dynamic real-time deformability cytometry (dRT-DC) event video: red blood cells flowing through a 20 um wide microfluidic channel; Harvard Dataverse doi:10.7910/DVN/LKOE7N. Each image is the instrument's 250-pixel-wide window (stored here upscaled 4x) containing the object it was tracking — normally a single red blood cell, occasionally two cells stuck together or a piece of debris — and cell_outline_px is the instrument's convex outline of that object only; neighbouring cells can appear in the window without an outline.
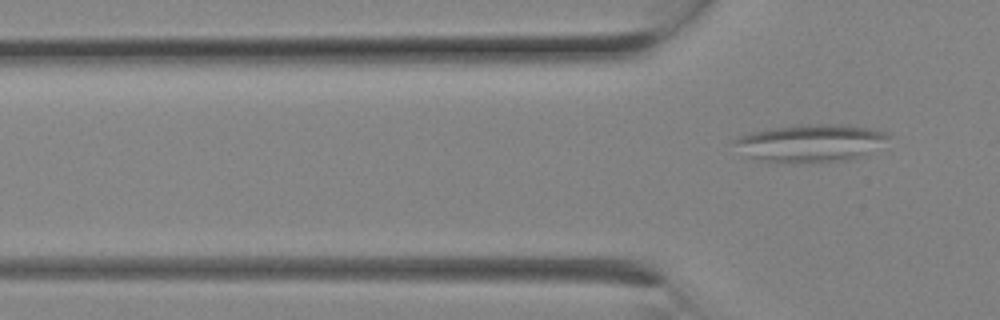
{"species": "Egyptian fruit bat (a non-hibernating species)", "species_latin": "Rousettus aegyptiacus", "temperature_condition": "room temperature", "stored_images_in_passage": 3, "camera_frame_rate_fps": 3000, "um_per_image_px": 0.085, "animal": {"sex": "female"}, "frame": {"image": 1, "passage_image": 3, "time_ms": 0.667, "image_size_px": [1000, 320], "cell_outline_px": [[892, 136], [864, 156], [852, 160], [780, 164], [760, 160], [748, 156], [732, 144], [732, 140], [748, 132], [776, 128], [808, 124], [848, 124], [876, 128]], "centroid_in_image_um": [68.91, 12.17], "position_along_channel_um": 56.9, "area_um2": 34.22}}